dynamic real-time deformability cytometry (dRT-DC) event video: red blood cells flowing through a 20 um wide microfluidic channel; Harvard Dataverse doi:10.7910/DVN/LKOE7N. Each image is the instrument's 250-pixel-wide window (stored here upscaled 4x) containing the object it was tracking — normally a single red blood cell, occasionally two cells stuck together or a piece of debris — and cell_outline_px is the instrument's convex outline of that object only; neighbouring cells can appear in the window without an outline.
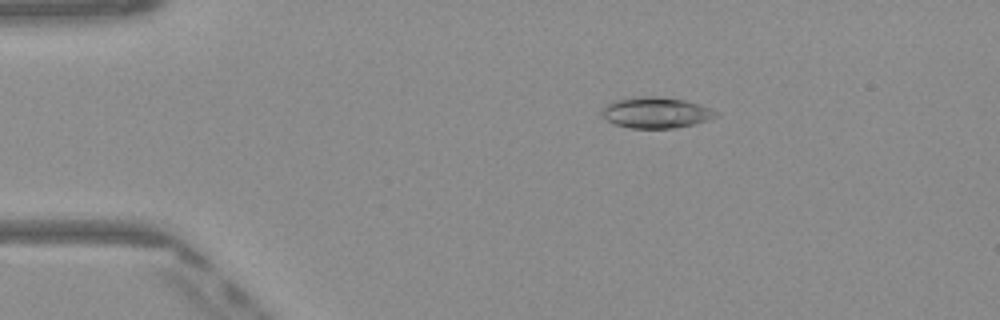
{"species": "Egyptian fruit bat (a non-hibernating species)", "species_latin": "Rousettus aegyptiacus", "temperature_condition": "warm", "stored_images_in_passage": 48, "camera_frame_rate_fps": 3000, "um_per_image_px": 0.085, "frame": {"image": 1, "passage_image": 8, "time_ms": 2.333, "image_size_px": [1000, 320], "cell_outline_px": [[720, 116], [696, 124], [676, 128], [632, 128], [616, 124], [608, 120], [600, 112], [608, 104], [616, 100], [640, 96], [656, 96], [684, 100], [700, 104], [712, 108]], "centroid_in_image_um": [55.83, 9.57], "position_along_channel_um": 29.2, "area_um2": 20.52}}
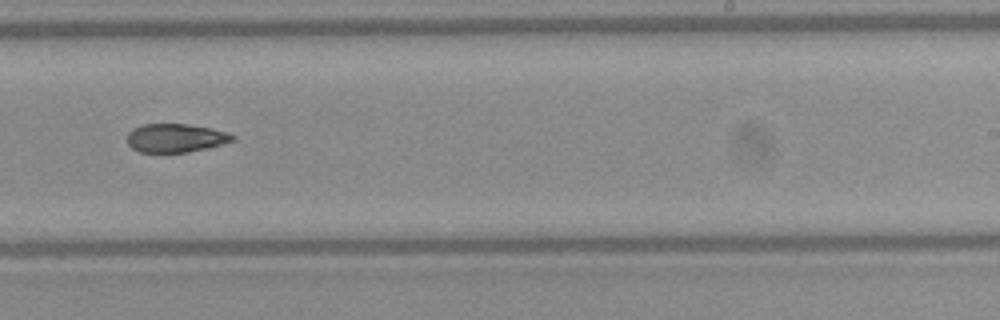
{"frame": {"image": 2, "passage_image": 30, "time_ms": 9.667, "image_size_px": [1000, 320], "cell_outline_px": [[236, 140], [188, 152], [140, 152], [132, 148], [128, 144], [128, 132], [132, 128], [140, 124], [188, 124], [212, 128], [228, 132], [236, 136]], "centroid_in_image_um": [14.92, 11.71], "position_along_channel_um": 274.1, "area_um2": 17.57}}
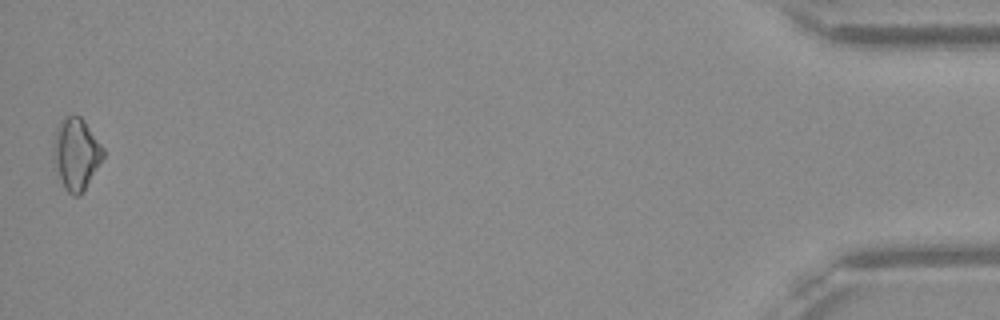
{"frame": {"image": 3, "passage_image": 48, "time_ms": 15.667, "image_size_px": [1000, 320], "cell_outline_px": [[104, 156], [80, 196], [72, 196], [64, 188], [52, 168], [52, 144], [56, 128], [60, 120], [64, 116], [80, 116], [84, 120], [104, 148]], "centroid_in_image_um": [6.41, 13.09], "position_along_channel_um": 428.8, "area_um2": 21.27}, "authors_computed_cell_mechanics": {"area_um2": 18.8717, "velocity_mm_per_s": 4.1069, "shape_relaxation_time_tau1_ms": null, "shape_relaxation_time_tau2_ms": 6.497, "deformation_change_tau1": null, "deformation_change_tau2": 0.1367}}